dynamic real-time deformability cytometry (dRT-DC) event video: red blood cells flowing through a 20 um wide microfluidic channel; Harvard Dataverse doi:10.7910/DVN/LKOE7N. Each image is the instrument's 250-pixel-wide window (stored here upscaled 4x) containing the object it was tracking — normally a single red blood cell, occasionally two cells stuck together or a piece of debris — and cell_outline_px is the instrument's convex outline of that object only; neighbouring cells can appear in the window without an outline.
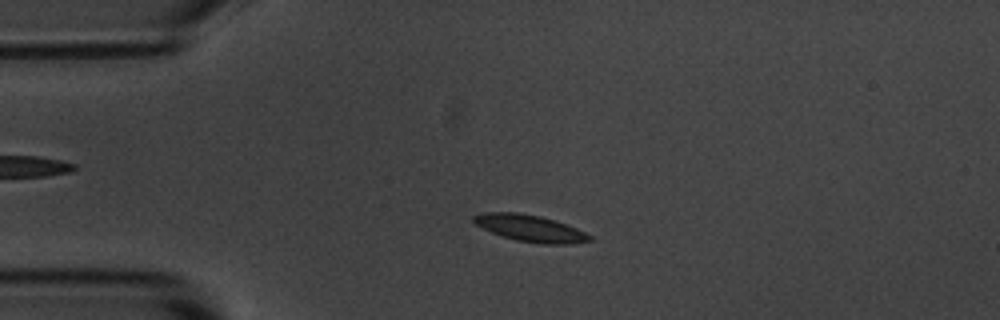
{"species": "common noctule bat (a hibernating species)", "species_latin": "Nyctalus noctula", "temperature_condition": "room temperature", "stored_images_in_passage": 53, "camera_frame_rate_fps": 3000, "um_per_image_px": 0.085, "animal": {"sex": "male", "body_mass_g": 20.1, "forearm_length_mm": 53.5}, "frame": {"image": 1, "passage_image": 10, "time_ms": 3.0, "image_size_px": [1000, 320], "cell_outline_px": [[592, 240], [568, 244], [544, 244], [516, 240], [492, 232], [476, 224], [472, 220], [472, 216], [484, 212], [516, 212], [540, 216], [576, 228], [592, 236]], "centroid_in_image_um": [45.05, 19.4], "position_along_channel_um": 40.0, "area_um2": 17.69}}
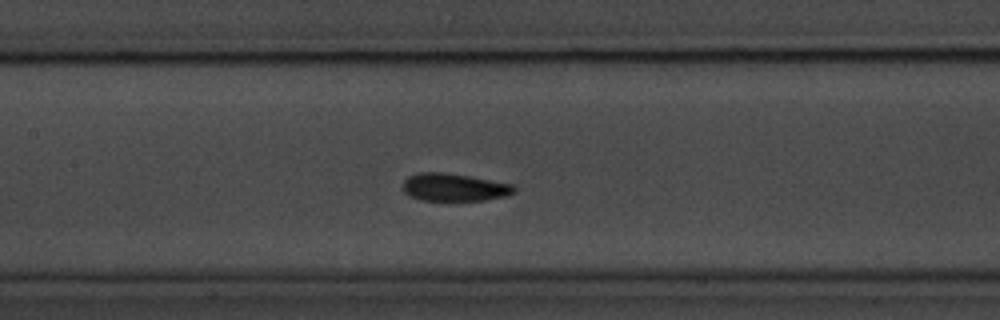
{"frame": {"image": 2, "passage_image": 23, "time_ms": 7.333, "image_size_px": [1000, 320], "cell_outline_px": [[516, 192], [508, 196], [484, 200], [420, 200], [408, 196], [400, 188], [404, 180], [408, 176], [416, 172], [444, 172], [468, 176], [512, 184], [516, 188]], "centroid_in_image_um": [38.56, 15.92], "position_along_channel_um": 168.8, "area_um2": 18.21}}
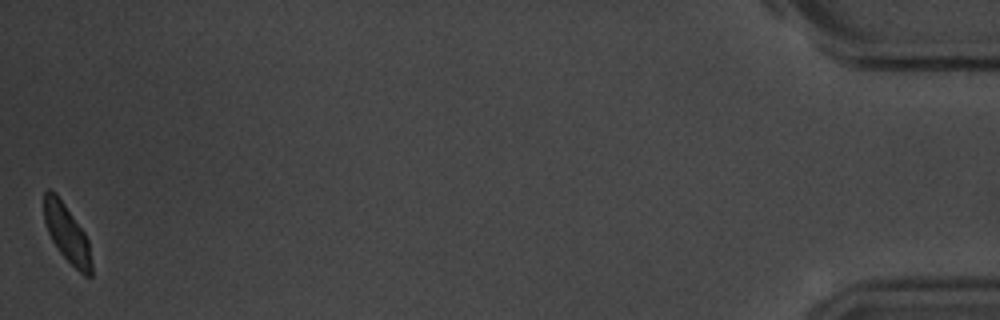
{"frame": {"image": 3, "passage_image": 53, "time_ms": 17.333, "image_size_px": [1000, 320], "cell_outline_px": [[92, 276], [84, 276], [60, 252], [52, 240], [48, 232], [44, 220], [44, 192], [48, 188], [52, 188], [56, 192], [84, 232], [88, 240], [92, 264]], "centroid_in_image_um": [5.68, 19.81], "position_along_channel_um": 429.5, "area_um2": 15.9}, "authors_computed_cell_mechanics": {"area_um2": 17.5712, "velocity_mm_per_s": 3.5628, "shape_relaxation_time_tau1_ms": 3.0975, "shape_relaxation_time_tau2_ms": 5.6608, "deformation_change_tau1": 0.133, "deformation_change_tau2": 0.055}}